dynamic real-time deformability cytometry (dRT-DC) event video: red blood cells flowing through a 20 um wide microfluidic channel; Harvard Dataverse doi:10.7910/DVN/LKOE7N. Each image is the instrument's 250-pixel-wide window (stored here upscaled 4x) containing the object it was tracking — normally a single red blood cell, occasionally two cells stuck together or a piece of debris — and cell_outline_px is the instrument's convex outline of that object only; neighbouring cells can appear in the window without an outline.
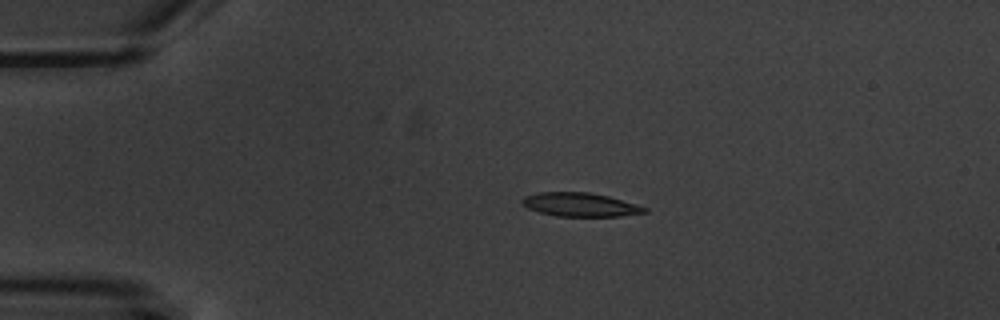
{"species": "common noctule bat (a hibernating species)", "species_latin": "Nyctalus noctula", "temperature_condition": "warm", "stored_images_in_passage": 10, "camera_frame_rate_fps": 3000, "um_per_image_px": 0.085, "animal": {"sex": "male", "body_mass_g": 20.1, "forearm_length_mm": 53.5}, "frame": {"image": 1, "passage_image": 2, "time_ms": 2.0, "image_size_px": [1000, 320], "cell_outline_px": [[648, 212], [620, 216], [556, 216], [540, 212], [528, 208], [520, 200], [524, 196], [536, 192], [588, 192], [608, 196], [636, 204], [648, 208]], "centroid_in_image_um": [49.31, 17.39], "position_along_channel_um": 35.7, "area_um2": 16.88}}
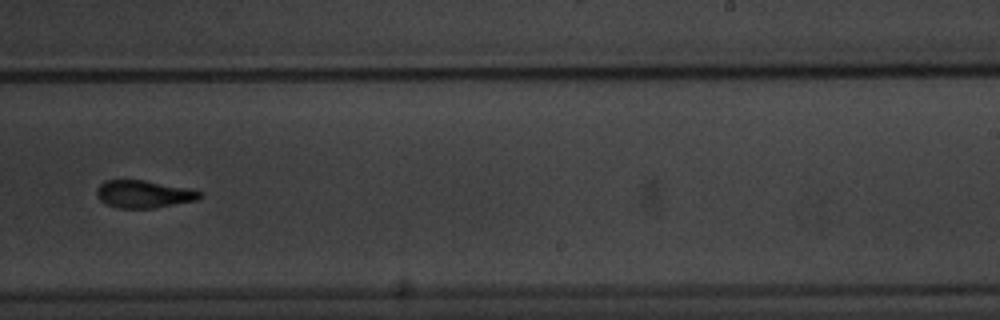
{"frame": {"image": 2, "passage_image": 9, "time_ms": 10.0, "image_size_px": [1000, 320], "cell_outline_px": [[204, 196], [196, 200], [152, 208], [116, 208], [104, 204], [96, 196], [96, 188], [104, 180], [144, 180], [188, 188], [204, 192]], "centroid_in_image_um": [12.19, 16.5], "position_along_channel_um": 276.8, "area_um2": 16.7}}
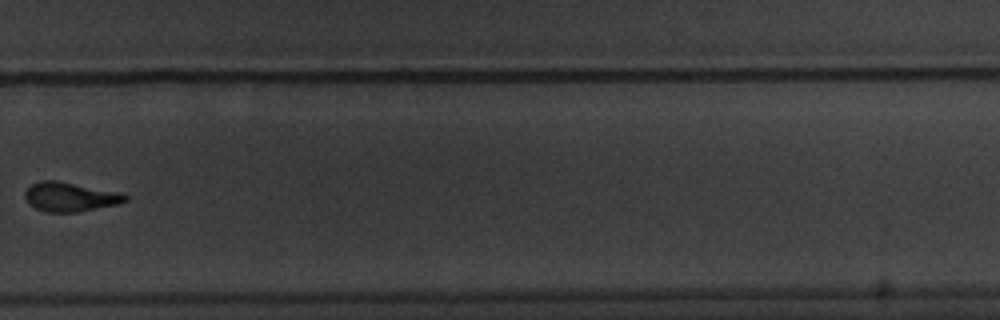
{"frame": {"image": 3, "passage_image": 10, "time_ms": 11.333, "image_size_px": [1000, 320], "cell_outline_px": [[128, 200], [116, 204], [76, 212], [44, 212], [28, 204], [24, 196], [24, 192], [32, 184], [40, 180], [56, 180], [124, 192], [128, 196]], "centroid_in_image_um": [5.96, 16.72], "position_along_channel_um": 323.8, "area_um2": 17.28}}